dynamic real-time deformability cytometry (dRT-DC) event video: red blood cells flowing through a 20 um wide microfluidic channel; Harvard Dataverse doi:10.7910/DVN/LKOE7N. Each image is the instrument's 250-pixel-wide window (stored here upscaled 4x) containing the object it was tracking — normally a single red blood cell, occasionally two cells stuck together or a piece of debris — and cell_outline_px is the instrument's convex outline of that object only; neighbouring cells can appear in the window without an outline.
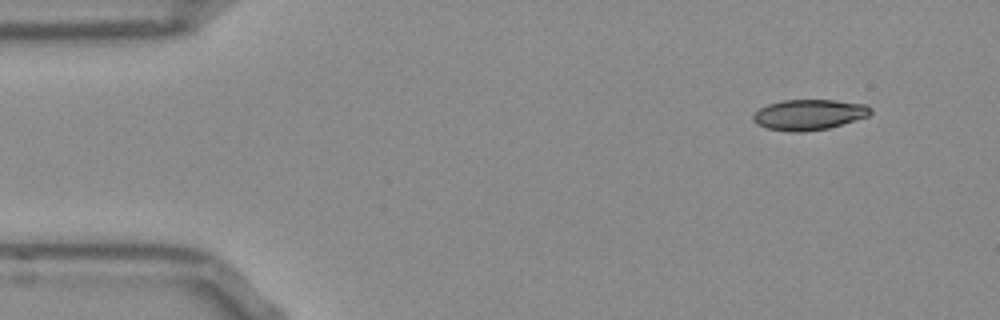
{"species": "Egyptian fruit bat (a non-hibernating species)", "species_latin": "Rousettus aegyptiacus", "temperature_condition": "room temperature", "stored_images_in_passage": 48, "camera_frame_rate_fps": 3000, "um_per_image_px": 0.085, "frame": {"image": 1, "passage_image": 1, "time_ms": 0.0, "image_size_px": [1000, 320], "cell_outline_px": [[872, 112], [868, 116], [828, 128], [800, 132], [792, 132], [768, 128], [756, 124], [752, 120], [752, 116], [760, 108], [768, 104], [780, 100], [836, 100], [868, 104], [872, 108]], "centroid_in_image_um": [68.77, 9.73], "position_along_channel_um": 16.2, "area_um2": 20.92}}
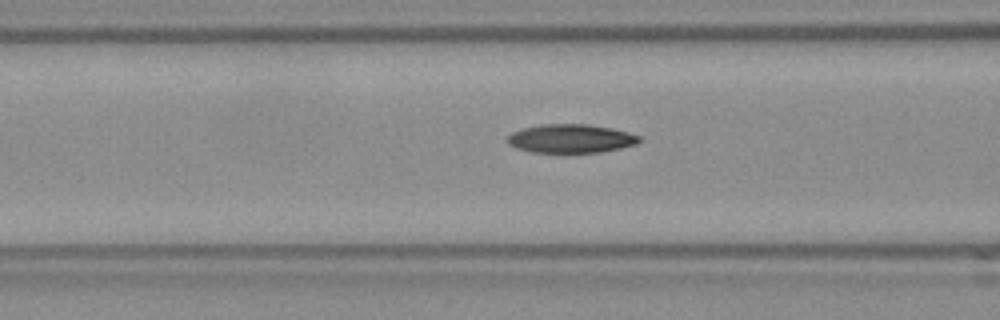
{"frame": {"image": 2, "passage_image": 16, "time_ms": 5.0, "image_size_px": [1000, 320], "cell_outline_px": [[640, 140], [636, 144], [620, 148], [600, 152], [532, 152], [516, 148], [508, 144], [508, 136], [512, 132], [524, 128], [540, 124], [588, 124], [612, 128], [628, 132], [640, 136]], "centroid_in_image_um": [48.51, 11.77], "position_along_channel_um": 118.1, "area_um2": 21.91}}
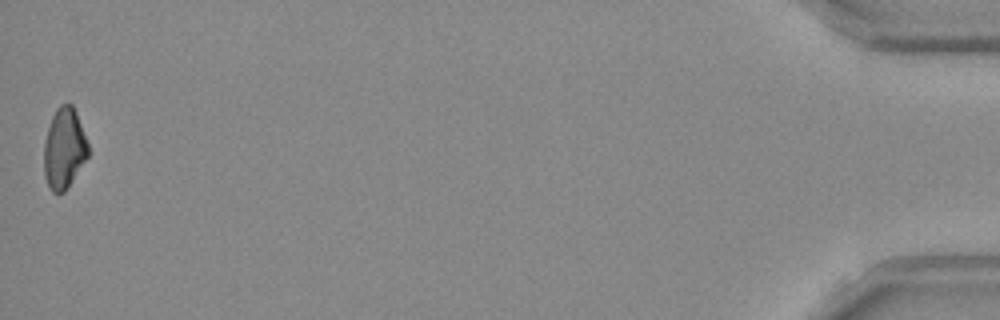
{"frame": {"image": 3, "passage_image": 48, "time_ms": 15.667, "image_size_px": [1000, 320], "cell_outline_px": [[88, 156], [64, 192], [52, 192], [44, 176], [44, 144], [48, 128], [52, 116], [56, 108], [60, 104], [68, 100], [72, 104], [76, 112], [88, 144]], "centroid_in_image_um": [5.44, 12.57], "position_along_channel_um": 429.8, "area_um2": 20.63}}